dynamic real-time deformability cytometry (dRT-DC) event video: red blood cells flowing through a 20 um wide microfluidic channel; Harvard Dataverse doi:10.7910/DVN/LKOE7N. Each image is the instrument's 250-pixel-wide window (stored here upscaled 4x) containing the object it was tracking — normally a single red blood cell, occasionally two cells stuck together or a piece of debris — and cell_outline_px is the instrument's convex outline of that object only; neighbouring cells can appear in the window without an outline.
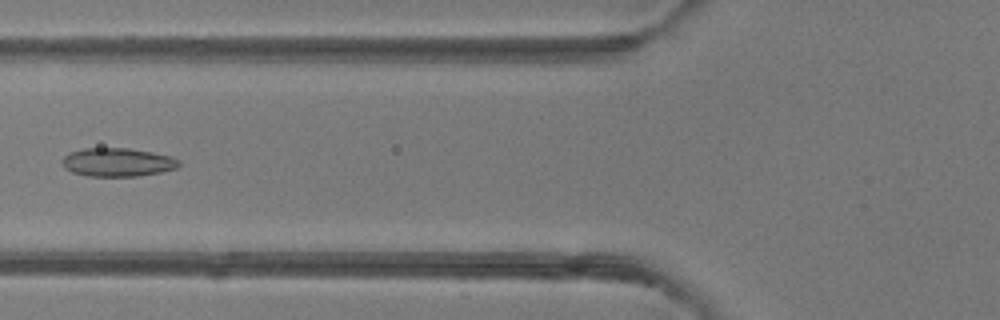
{"species": "common noctule bat (a hibernating species)", "species_latin": "Nyctalus noctula", "temperature_condition": "room temperature", "stored_images_in_passage": 6, "camera_frame_rate_fps": 3000, "um_per_image_px": 0.085, "animal": {"sex": "female"}, "frame": {"image": 1, "passage_image": 6, "time_ms": 5.667, "image_size_px": [1000, 320], "cell_outline_px": [[180, 164], [176, 168], [160, 172], [136, 176], [88, 176], [72, 172], [64, 168], [60, 160], [64, 156], [80, 148], [128, 148], [152, 152], [172, 156], [180, 160]], "centroid_in_image_um": [9.98, 13.78], "position_along_channel_um": 115.8, "area_um2": 19.48}}